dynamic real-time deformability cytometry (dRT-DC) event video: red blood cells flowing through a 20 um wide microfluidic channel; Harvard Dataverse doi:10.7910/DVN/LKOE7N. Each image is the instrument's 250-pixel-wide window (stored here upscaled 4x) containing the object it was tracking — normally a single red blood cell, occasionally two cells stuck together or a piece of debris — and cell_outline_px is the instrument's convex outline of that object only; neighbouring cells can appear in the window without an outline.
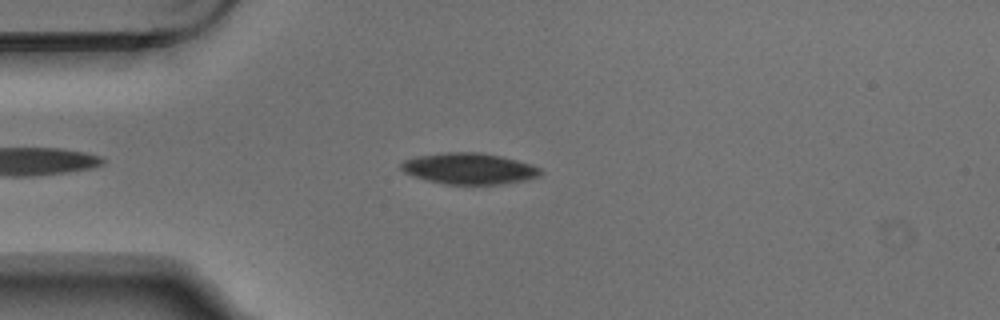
{"species": "Egyptian fruit bat (a non-hibernating species)", "species_latin": "Rousettus aegyptiacus", "temperature_condition": "warm", "stored_images_in_passage": 6, "camera_frame_rate_fps": 3000, "um_per_image_px": 0.085, "animal": {"sex": "male"}, "frame": {"image": 1, "passage_image": 4, "time_ms": 1.0, "image_size_px": [1000, 320], "cell_outline_px": [[544, 172], [540, 176], [524, 180], [500, 184], [444, 184], [412, 176], [404, 172], [400, 168], [400, 164], [404, 160], [416, 156], [444, 152], [480, 152], [500, 156], [516, 160], [540, 168]], "centroid_in_image_um": [39.84, 14.33], "position_along_channel_um": 45.2, "area_um2": 25.26}}
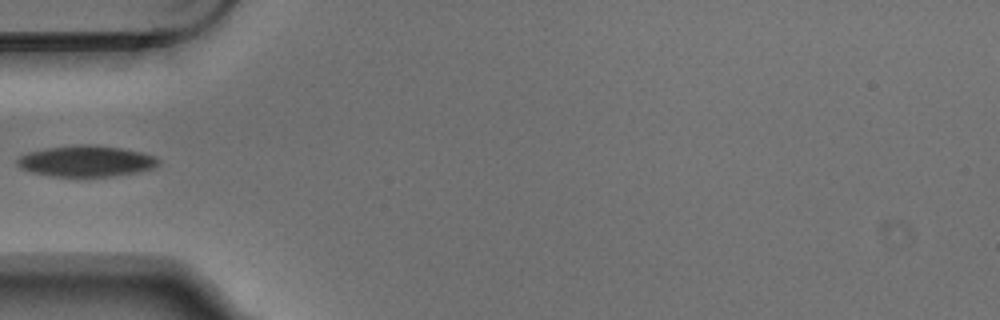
{"frame": {"image": 2, "passage_image": 5, "time_ms": 1.333, "image_size_px": [1000, 320], "cell_outline_px": [[160, 164], [156, 168], [136, 172], [112, 176], [52, 176], [32, 172], [20, 168], [16, 164], [16, 160], [20, 156], [28, 152], [48, 148], [80, 144], [88, 144], [120, 148], [140, 152], [156, 156], [160, 160]], "centroid_in_image_um": [7.35, 13.7], "position_along_channel_um": 77.7, "area_um2": 25.49}}
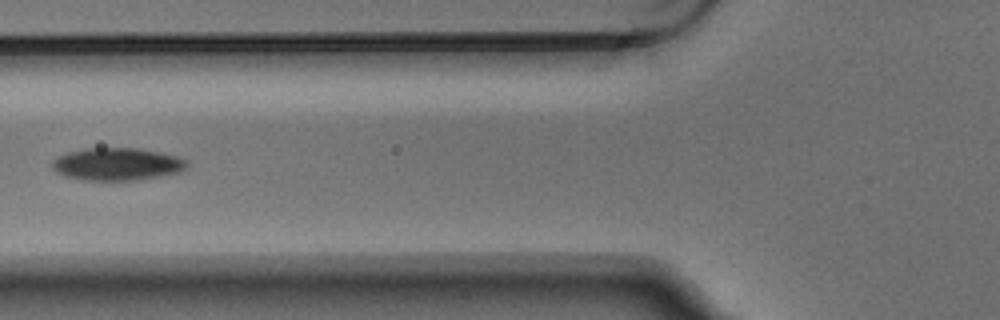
{"frame": {"image": 3, "passage_image": 6, "time_ms": 1.667, "image_size_px": [1000, 320], "cell_outline_px": [[188, 164], [180, 172], [160, 176], [136, 180], [84, 180], [64, 176], [56, 172], [52, 168], [52, 160], [56, 156], [68, 152], [88, 148], [136, 148], [160, 152], [176, 156], [188, 160]], "centroid_in_image_um": [9.93, 13.95], "position_along_channel_um": 115.9, "area_um2": 25.61}}